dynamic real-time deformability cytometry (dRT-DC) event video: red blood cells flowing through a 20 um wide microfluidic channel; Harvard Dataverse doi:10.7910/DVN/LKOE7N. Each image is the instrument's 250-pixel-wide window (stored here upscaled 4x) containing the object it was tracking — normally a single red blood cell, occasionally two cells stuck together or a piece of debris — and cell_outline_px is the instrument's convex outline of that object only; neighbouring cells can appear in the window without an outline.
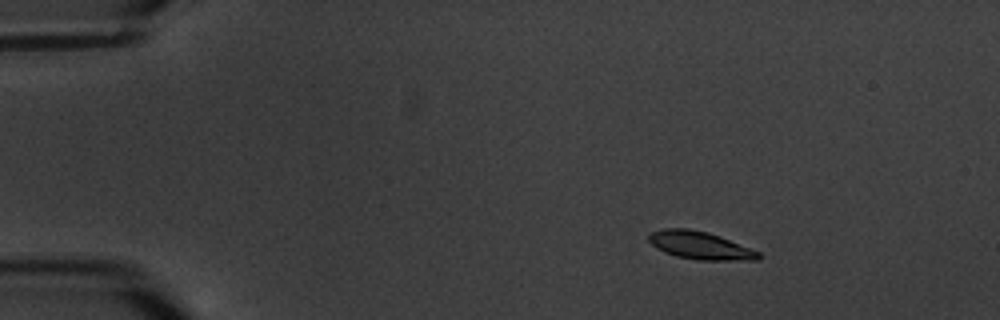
{"species": "common noctule bat (a hibernating species)", "species_latin": "Nyctalus noctula", "temperature_condition": "warm", "stored_images_in_passage": 7, "camera_frame_rate_fps": 3000, "um_per_image_px": 0.085, "animal": {"sex": "male", "body_mass_g": 20.1, "forearm_length_mm": 53.5}, "frame": {"image": 1, "passage_image": 2, "time_ms": 2.0, "image_size_px": [1000, 320], "cell_outline_px": [[760, 260], [696, 260], [676, 256], [664, 252], [656, 248], [648, 240], [648, 232], [664, 228], [688, 228], [708, 232], [720, 236], [760, 252]], "centroid_in_image_um": [59.48, 20.85], "position_along_channel_um": 25.5, "area_um2": 17.92}}
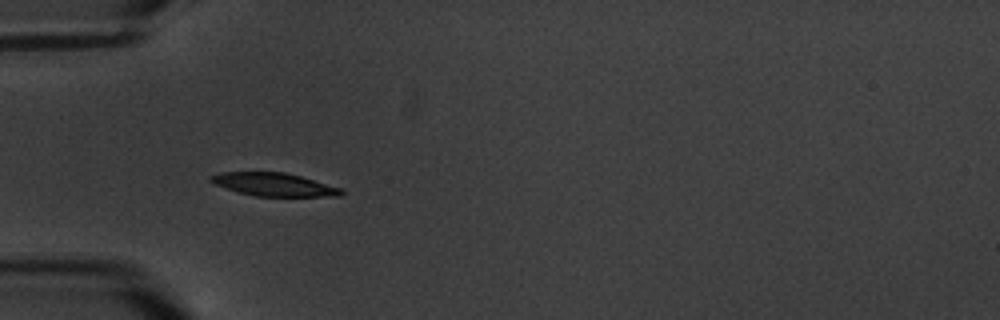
{"frame": {"image": 2, "passage_image": 5, "time_ms": 5.333, "image_size_px": [1000, 320], "cell_outline_px": [[344, 192], [340, 196], [256, 196], [240, 192], [212, 184], [208, 180], [208, 176], [220, 172], [284, 172], [300, 176], [340, 188]], "centroid_in_image_um": [23.21, 15.67], "position_along_channel_um": 61.8, "area_um2": 17.46}}